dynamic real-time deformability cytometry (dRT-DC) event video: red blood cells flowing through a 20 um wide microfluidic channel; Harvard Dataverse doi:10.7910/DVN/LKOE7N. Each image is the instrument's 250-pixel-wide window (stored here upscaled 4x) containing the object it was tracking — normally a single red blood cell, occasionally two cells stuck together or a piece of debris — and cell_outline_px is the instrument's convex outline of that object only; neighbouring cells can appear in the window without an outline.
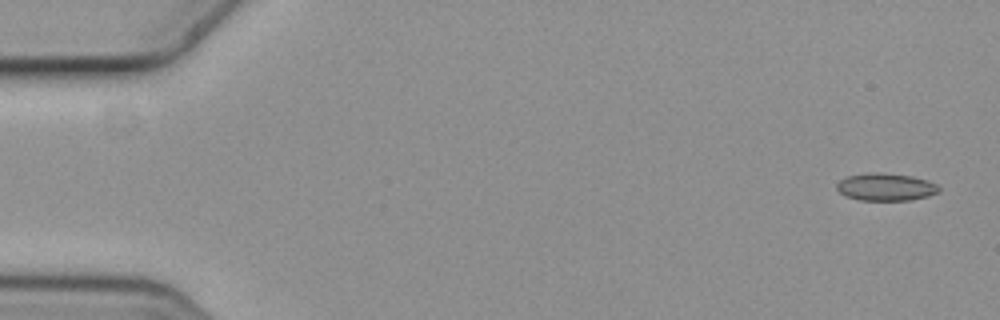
{"species": "common noctule bat (a hibernating species)", "species_latin": "Nyctalus noctula", "temperature_condition": "cold", "stored_images_in_passage": 3, "camera_frame_rate_fps": 3000, "um_per_image_px": 0.085, "animal": {"sex": "female", "body_mass_g": 19.3, "forearm_length_mm": 54.1}, "frame": {"image": 1, "passage_image": 1, "time_ms": 0.0, "image_size_px": [1000, 320], "cell_outline_px": [[940, 188], [936, 192], [928, 196], [908, 200], [860, 200], [848, 196], [840, 192], [836, 188], [836, 184], [840, 180], [848, 176], [868, 172], [880, 172], [912, 176], [936, 184]], "centroid_in_image_um": [75.25, 15.88], "position_along_channel_um": 9.7, "area_um2": 16.13}}